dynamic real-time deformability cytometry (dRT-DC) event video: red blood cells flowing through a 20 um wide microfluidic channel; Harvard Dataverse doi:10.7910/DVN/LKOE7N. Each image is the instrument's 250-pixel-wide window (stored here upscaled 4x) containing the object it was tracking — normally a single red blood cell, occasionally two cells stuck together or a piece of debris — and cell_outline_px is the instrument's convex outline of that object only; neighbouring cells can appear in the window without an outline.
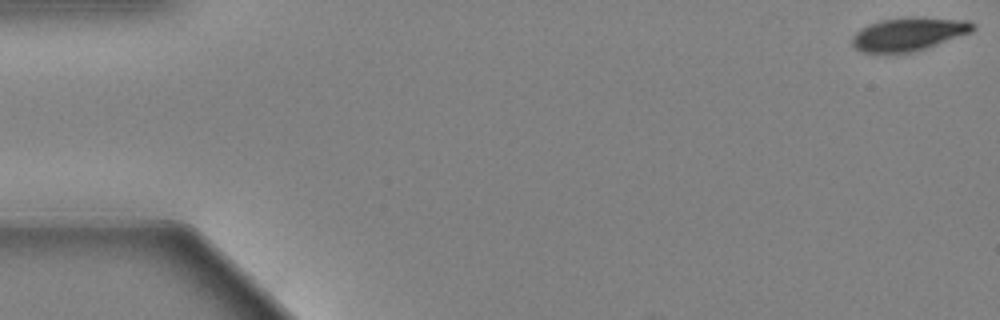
{"species": "Egyptian fruit bat (a non-hibernating species)", "species_latin": "Rousettus aegyptiacus", "temperature_condition": "warm", "stored_images_in_passage": 57, "camera_frame_rate_fps": 3000, "um_per_image_px": 0.085, "animal": {"sex": "female"}, "frame": {"image": 1, "passage_image": 1, "time_ms": 0.0, "image_size_px": [1000, 320], "cell_outline_px": [[976, 28], [972, 32], [912, 52], [864, 52], [856, 48], [852, 44], [852, 36], [860, 28], [880, 20], [912, 16], [916, 16], [972, 20], [976, 24]], "centroid_in_image_um": [77.29, 2.86], "position_along_channel_um": 7.7, "area_um2": 23.47}}
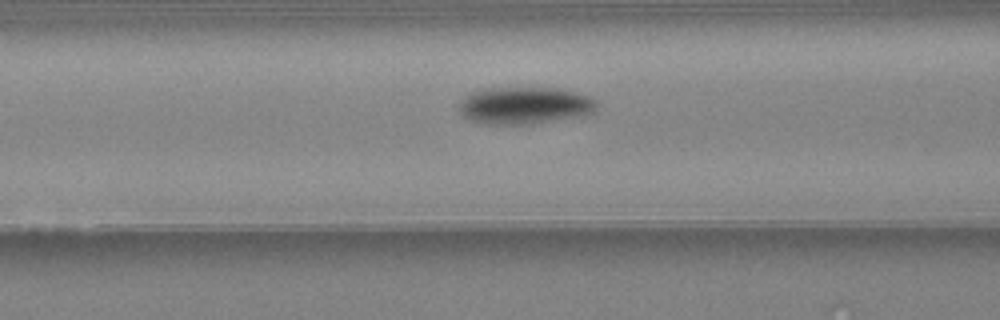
{"frame": {"image": 2, "passage_image": 23, "time_ms": 7.333, "image_size_px": [1000, 320], "cell_outline_px": [[596, 108], [592, 112], [580, 116], [524, 124], [488, 124], [468, 120], [460, 112], [460, 100], [464, 96], [472, 92], [484, 88], [556, 88], [576, 92], [592, 96], [596, 100]], "centroid_in_image_um": [44.57, 8.95], "position_along_channel_um": 122.0, "area_um2": 29.65}}
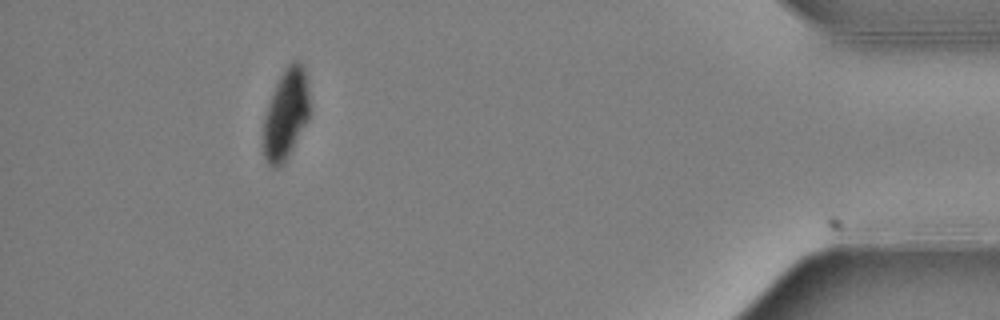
{"frame": {"image": 3, "passage_image": 52, "time_ms": 17.0, "image_size_px": [1000, 320], "cell_outline_px": [[308, 120], [288, 156], [276, 168], [272, 168], [268, 164], [264, 156], [264, 116], [268, 104], [276, 84], [280, 76], [288, 64], [292, 60], [296, 60], [304, 68], [308, 88]], "centroid_in_image_um": [24.29, 9.7], "position_along_channel_um": 410.9, "area_um2": 23.81}, "authors_computed_cell_mechanics": {"area_um2": 27.6284, "velocity_mm_per_s": 3.5954, "shape_relaxation_time_tau1_ms": 3.8124, "shape_relaxation_time_tau2_ms": null, "deformation_change_tau1": 0.1708, "deformation_change_tau2": null}}